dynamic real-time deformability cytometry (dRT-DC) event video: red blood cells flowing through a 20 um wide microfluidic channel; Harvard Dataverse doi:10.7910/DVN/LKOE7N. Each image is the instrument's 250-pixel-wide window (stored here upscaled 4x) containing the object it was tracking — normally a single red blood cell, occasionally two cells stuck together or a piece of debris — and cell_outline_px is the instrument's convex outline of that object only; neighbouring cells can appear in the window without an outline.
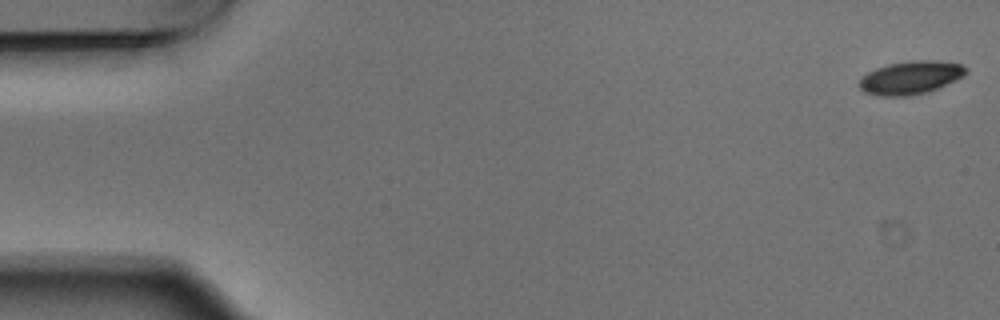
{"species": "Egyptian fruit bat (a non-hibernating species)", "species_latin": "Rousettus aegyptiacus", "temperature_condition": "warm", "stored_images_in_passage": 6, "camera_frame_rate_fps": 3000, "um_per_image_px": 0.085, "animal": {"sex": "male"}, "frame": {"image": 1, "passage_image": 1, "time_ms": 0.0, "image_size_px": [1000, 320], "cell_outline_px": [[968, 72], [964, 76], [928, 92], [912, 96], [880, 96], [864, 92], [860, 88], [860, 80], [868, 72], [876, 68], [888, 64], [912, 60], [928, 60], [960, 64], [968, 68]], "centroid_in_image_um": [77.41, 6.6], "position_along_channel_um": 7.6, "area_um2": 20.52}}
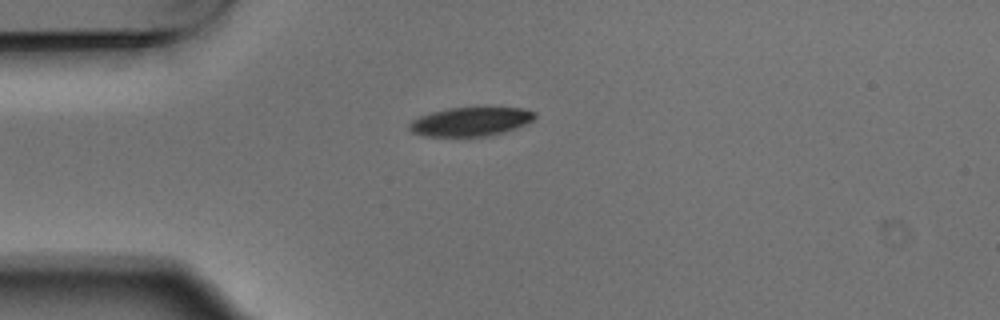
{"frame": {"image": 2, "passage_image": 5, "time_ms": 1.333, "image_size_px": [1000, 320], "cell_outline_px": [[536, 116], [532, 120], [516, 128], [488, 136], [424, 136], [412, 132], [408, 128], [408, 124], [412, 120], [420, 116], [432, 112], [448, 108], [524, 108], [536, 112]], "centroid_in_image_um": [39.98, 10.34], "position_along_channel_um": 45.0, "area_um2": 20.92}}
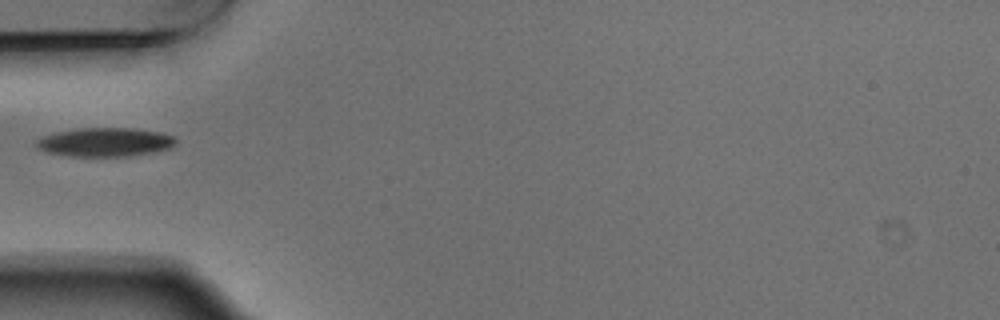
{"frame": {"image": 3, "passage_image": 6, "time_ms": 1.667, "image_size_px": [1000, 320], "cell_outline_px": [[176, 144], [168, 148], [152, 152], [124, 156], [68, 156], [48, 152], [40, 148], [36, 144], [36, 140], [40, 136], [56, 132], [76, 128], [132, 128], [160, 132], [176, 136]], "centroid_in_image_um": [8.92, 12.06], "position_along_channel_um": 76.1, "area_um2": 23.35}}